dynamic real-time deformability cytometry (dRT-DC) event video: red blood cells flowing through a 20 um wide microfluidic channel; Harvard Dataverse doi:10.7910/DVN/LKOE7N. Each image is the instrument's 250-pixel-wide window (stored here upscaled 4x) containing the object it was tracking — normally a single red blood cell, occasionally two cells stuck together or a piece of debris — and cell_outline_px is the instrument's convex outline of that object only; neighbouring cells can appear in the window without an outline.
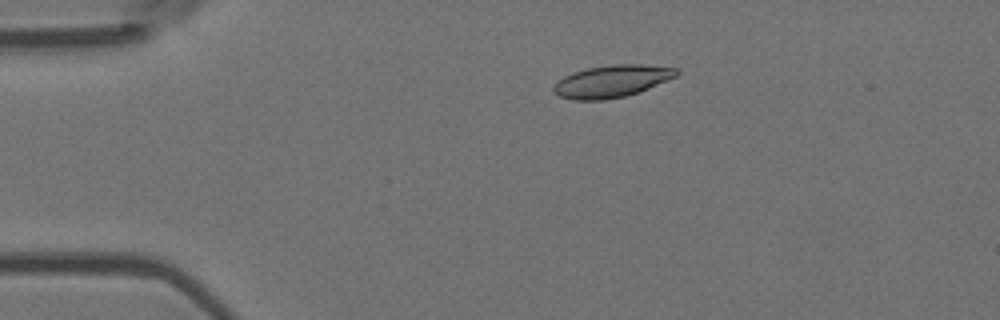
{"species": "Egyptian fruit bat (a non-hibernating species)", "species_latin": "Rousettus aegyptiacus", "temperature_condition": "room temperature", "stored_images_in_passage": 6, "camera_frame_rate_fps": 3000, "um_per_image_px": 0.085, "animal": {"sex": "female"}, "frame": {"image": 1, "passage_image": 4, "time_ms": 1.0, "image_size_px": [1000, 320], "cell_outline_px": [[680, 72], [676, 76], [640, 92], [624, 96], [604, 100], [572, 100], [560, 96], [552, 92], [552, 84], [556, 80], [572, 72], [588, 68], [612, 64], [640, 64], [676, 68]], "centroid_in_image_um": [51.94, 6.91], "position_along_channel_um": 33.1, "area_um2": 23.24}}
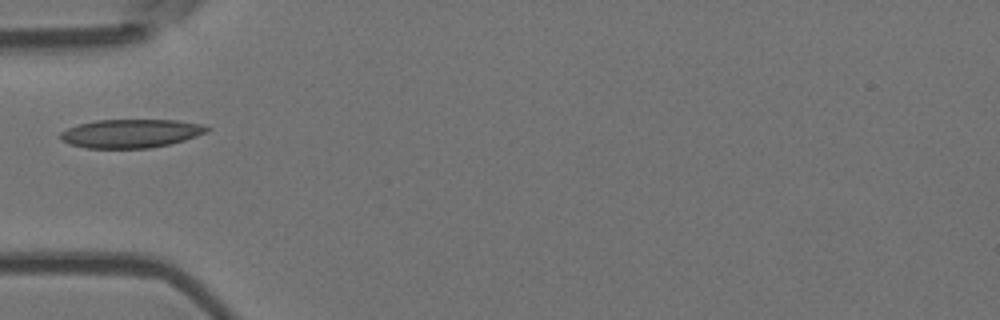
{"frame": {"image": 2, "passage_image": 6, "time_ms": 1.667, "image_size_px": [1000, 320], "cell_outline_px": [[212, 128], [208, 132], [184, 140], [168, 144], [148, 148], [88, 148], [68, 144], [60, 140], [60, 132], [68, 128], [80, 124], [96, 120], [176, 120], [200, 124]], "centroid_in_image_um": [11.11, 11.34], "position_along_channel_um": 73.9, "area_um2": 24.33}}